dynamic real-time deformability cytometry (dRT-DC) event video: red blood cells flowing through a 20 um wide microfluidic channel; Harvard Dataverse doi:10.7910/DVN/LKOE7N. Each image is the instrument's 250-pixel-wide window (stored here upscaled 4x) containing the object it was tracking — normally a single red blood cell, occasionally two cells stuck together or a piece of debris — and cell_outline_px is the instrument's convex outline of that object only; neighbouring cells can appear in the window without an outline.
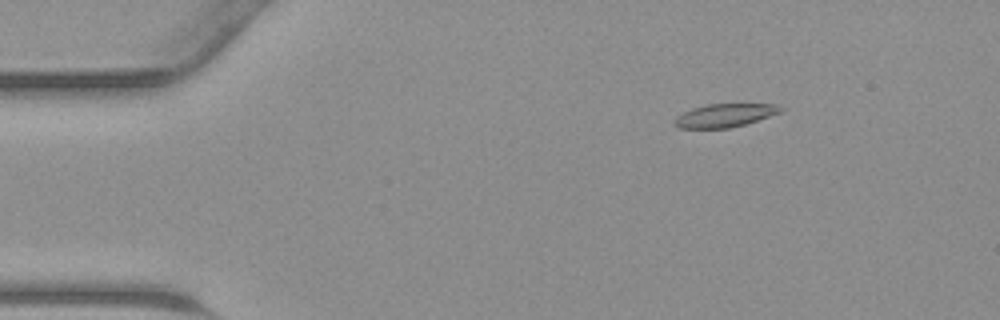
{"species": "common noctule bat (a hibernating species)", "species_latin": "Nyctalus noctula", "temperature_condition": "warm", "stored_images_in_passage": 39, "camera_frame_rate_fps": 3000, "um_per_image_px": 0.085, "animal": {"sex": "male", "body_mass_g": 23.1, "forearm_length_mm": 52.7}, "frame": {"image": 1, "passage_image": 1, "time_ms": 0.0, "image_size_px": [1000, 320], "cell_outline_px": [[784, 108], [780, 112], [744, 124], [728, 128], [680, 128], [672, 124], [672, 120], [676, 116], [692, 108], [708, 104], [776, 104]], "centroid_in_image_um": [61.54, 9.81], "position_along_channel_um": 23.5, "area_um2": 14.28}}
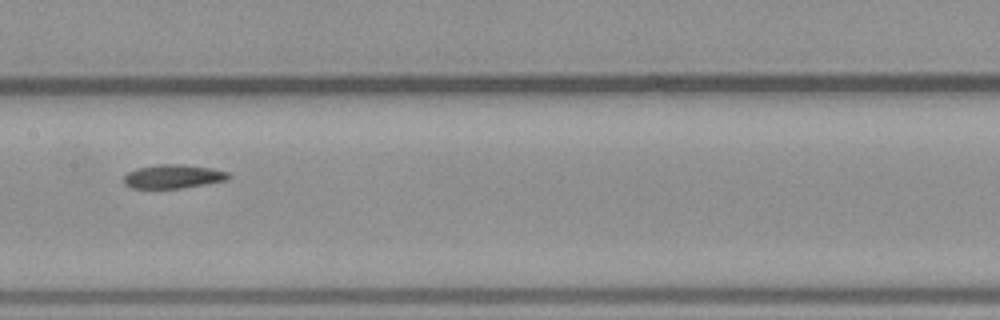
{"frame": {"image": 2, "passage_image": 17, "time_ms": 5.333, "image_size_px": [1000, 320], "cell_outline_px": [[232, 176], [228, 180], [180, 188], [132, 188], [124, 184], [124, 176], [128, 172], [136, 168], [156, 164], [184, 164], [212, 168], [228, 172]], "centroid_in_image_um": [14.72, 14.99], "position_along_channel_um": 192.7, "area_um2": 14.62}}
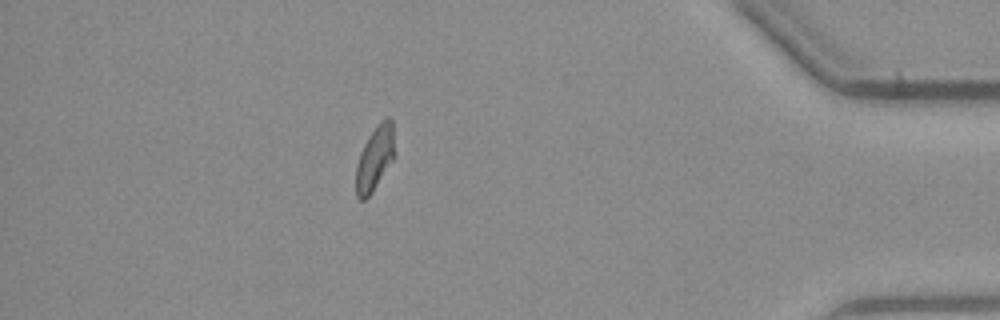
{"frame": {"image": 3, "passage_image": 34, "time_ms": 11.0, "image_size_px": [1000, 320], "cell_outline_px": [[396, 156], [372, 192], [364, 200], [360, 200], [356, 196], [356, 164], [360, 152], [368, 136], [388, 116], [392, 120]], "centroid_in_image_um": [31.87, 13.48], "position_along_channel_um": 403.3, "area_um2": 14.51}}